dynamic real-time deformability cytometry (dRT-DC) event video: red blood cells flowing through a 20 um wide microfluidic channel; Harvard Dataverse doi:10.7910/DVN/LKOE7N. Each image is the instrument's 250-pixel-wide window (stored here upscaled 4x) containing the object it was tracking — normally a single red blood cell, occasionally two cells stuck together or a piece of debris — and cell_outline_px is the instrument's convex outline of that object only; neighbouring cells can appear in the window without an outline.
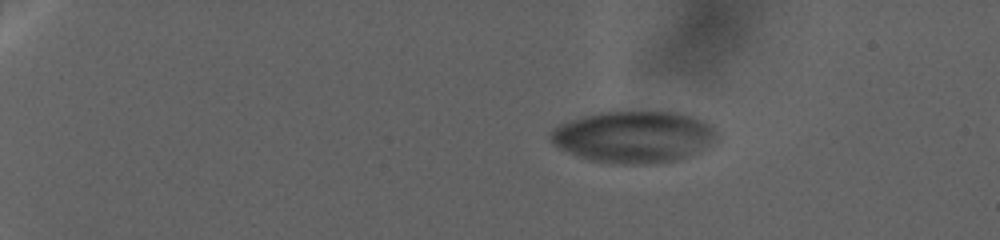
{"species": "human", "species_latin": "Homo sapiens", "temperature_condition": "warm", "stored_images_in_passage": 170, "camera_frame_rate_fps": 3000, "um_per_image_px": 0.085, "donor": {"sex": "female"}, "frame": {"image": 1, "passage_image": 1, "time_ms": 0.0, "image_size_px": [1000, 240], "cell_outline_px": [[708, 132], [700, 140], [680, 156], [672, 160], [604, 160], [588, 156], [576, 152], [552, 140], [552, 132], [568, 124], [592, 116], [608, 112], [656, 112], [680, 116], [692, 120], [708, 128]], "centroid_in_image_um": [53.65, 11.56], "position_along_channel_um": 31.3, "area_um2": 41.96}}
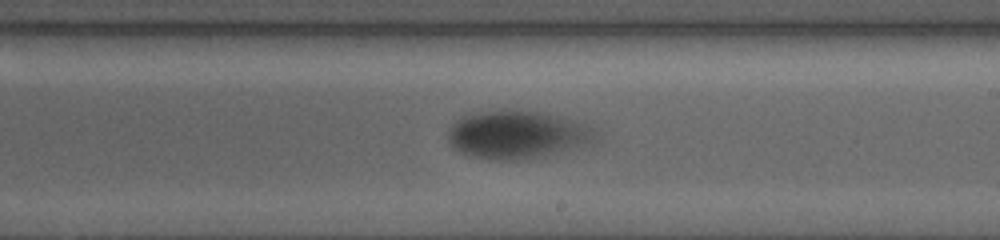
{"frame": {"image": 2, "passage_image": 101, "time_ms": 34.667, "image_size_px": [1000, 240], "cell_outline_px": [[588, 136], [584, 140], [536, 156], [520, 160], [496, 160], [476, 156], [464, 152], [456, 148], [452, 144], [452, 128], [464, 116], [492, 112], [544, 112], [588, 128]], "centroid_in_image_um": [43.74, 11.45], "position_along_channel_um": 245.3, "area_um2": 36.53}}
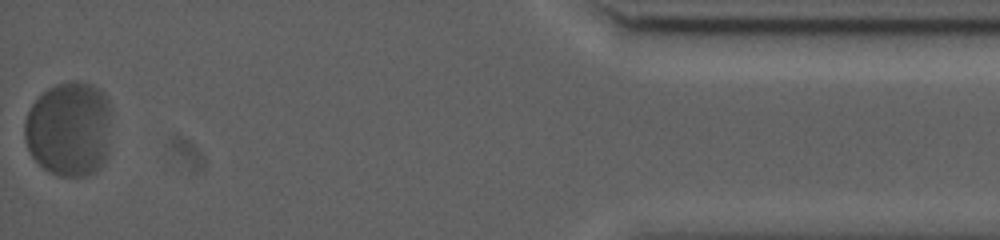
{"frame": {"image": 3, "passage_image": 170, "time_ms": 58.333, "image_size_px": [1000, 240], "cell_outline_px": [[108, 112], [104, 160], [92, 172], [84, 176], [60, 176], [44, 168], [32, 156], [28, 148], [24, 136], [24, 120], [32, 104], [48, 88], [56, 84], [72, 80], [92, 84], [108, 100]], "centroid_in_image_um": [5.79, 10.94], "position_along_channel_um": 429.4, "area_um2": 46.82}}